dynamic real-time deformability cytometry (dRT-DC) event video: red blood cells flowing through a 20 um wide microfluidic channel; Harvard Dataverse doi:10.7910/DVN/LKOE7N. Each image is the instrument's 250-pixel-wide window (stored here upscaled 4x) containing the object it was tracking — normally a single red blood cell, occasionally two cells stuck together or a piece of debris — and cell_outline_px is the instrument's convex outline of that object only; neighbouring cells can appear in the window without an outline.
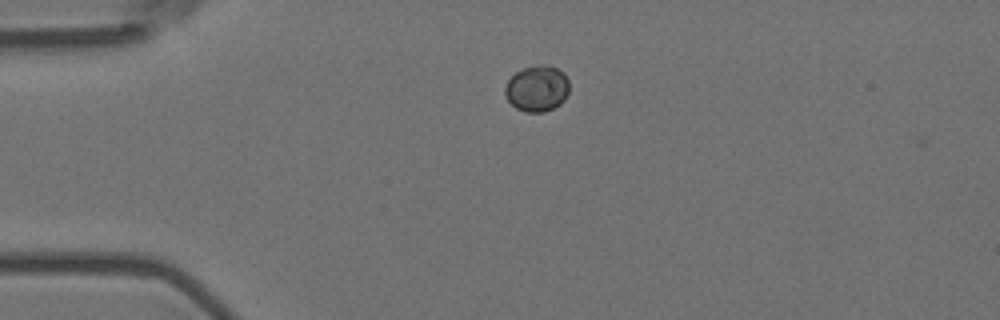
{"species": "Egyptian fruit bat (a non-hibernating species)", "species_latin": "Rousettus aegyptiacus", "temperature_condition": "room temperature", "stored_images_in_passage": 3, "camera_frame_rate_fps": 3000, "um_per_image_px": 0.085, "animal": {"sex": "female"}, "frame": {"image": 1, "passage_image": 2, "time_ms": 0.333, "image_size_px": [1000, 320], "cell_outline_px": [[568, 92], [564, 100], [560, 104], [544, 112], [524, 112], [516, 108], [504, 96], [504, 88], [508, 80], [516, 72], [524, 68], [544, 64], [548, 64], [564, 72], [568, 80]], "centroid_in_image_um": [45.64, 7.52], "position_along_channel_um": 39.4, "area_um2": 17.28}}